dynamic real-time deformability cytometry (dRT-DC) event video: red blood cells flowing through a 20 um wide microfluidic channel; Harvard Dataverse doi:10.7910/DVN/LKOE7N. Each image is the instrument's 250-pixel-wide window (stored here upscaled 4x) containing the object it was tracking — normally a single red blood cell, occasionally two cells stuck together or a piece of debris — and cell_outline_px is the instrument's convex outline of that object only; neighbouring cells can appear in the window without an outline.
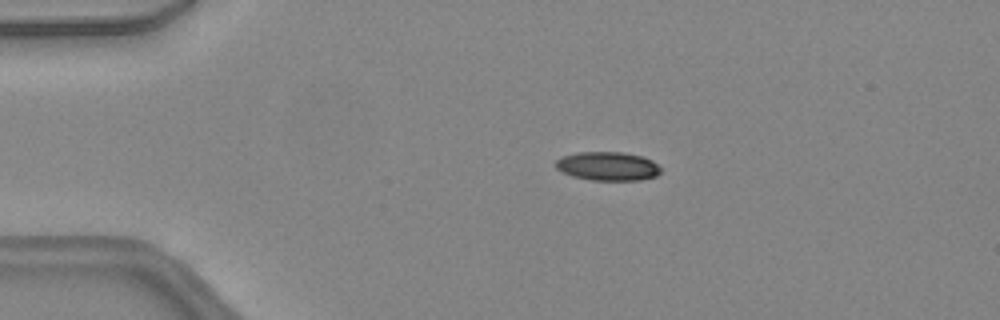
{"species": "common noctule bat (a hibernating species)", "species_latin": "Nyctalus noctula", "temperature_condition": "warm", "stored_images_in_passage": 46, "camera_frame_rate_fps": 3000, "um_per_image_px": 0.085, "animal": {"sex": "female", "body_mass_g": 24.6, "forearm_length_mm": 56.2}, "frame": {"image": 1, "passage_image": 9, "time_ms": 2.667, "image_size_px": [1000, 320], "cell_outline_px": [[660, 172], [656, 176], [640, 180], [592, 180], [572, 176], [556, 168], [556, 160], [560, 156], [576, 152], [624, 152], [644, 156], [652, 160], [660, 168]], "centroid_in_image_um": [51.65, 14.11], "position_along_channel_um": 33.3, "area_um2": 17.69}}
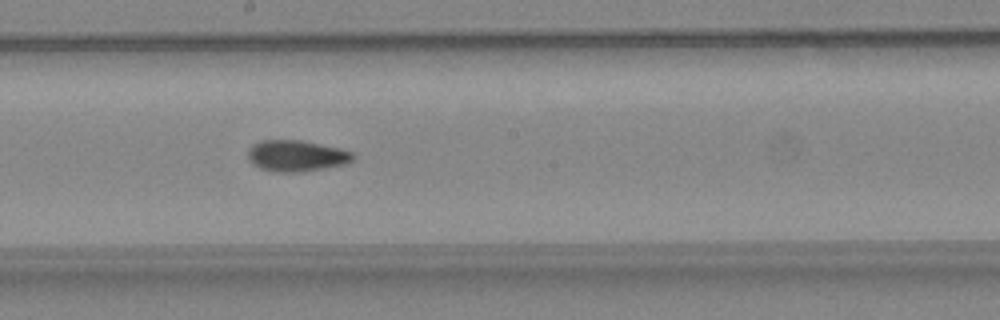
{"frame": {"image": 2, "passage_image": 25, "time_ms": 8.0, "image_size_px": [1000, 320], "cell_outline_px": [[352, 160], [344, 164], [304, 172], [272, 172], [260, 168], [252, 164], [248, 160], [248, 148], [252, 144], [260, 140], [300, 140], [340, 148], [352, 152]], "centroid_in_image_um": [25.13, 13.25], "position_along_channel_um": 223.1, "area_um2": 19.19}}
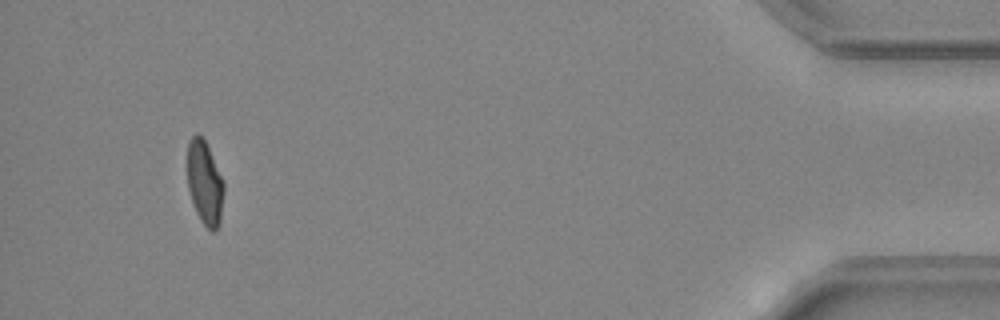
{"frame": {"image": 3, "passage_image": 43, "time_ms": 14.0, "image_size_px": [1000, 320], "cell_outline_px": [[224, 192], [220, 224], [216, 232], [212, 232], [200, 220], [196, 212], [188, 188], [188, 144], [192, 136], [196, 132], [204, 136], [224, 180]], "centroid_in_image_um": [17.43, 15.52], "position_along_channel_um": 417.8, "area_um2": 18.21}, "authors_computed_cell_mechanics": {"area_um2": 18.4382, "velocity_mm_per_s": 4.4708, "shape_relaxation_time_tau1_ms": null, "shape_relaxation_time_tau2_ms": 1.8326, "deformation_change_tau1": null, "deformation_change_tau2": 0.0762}}